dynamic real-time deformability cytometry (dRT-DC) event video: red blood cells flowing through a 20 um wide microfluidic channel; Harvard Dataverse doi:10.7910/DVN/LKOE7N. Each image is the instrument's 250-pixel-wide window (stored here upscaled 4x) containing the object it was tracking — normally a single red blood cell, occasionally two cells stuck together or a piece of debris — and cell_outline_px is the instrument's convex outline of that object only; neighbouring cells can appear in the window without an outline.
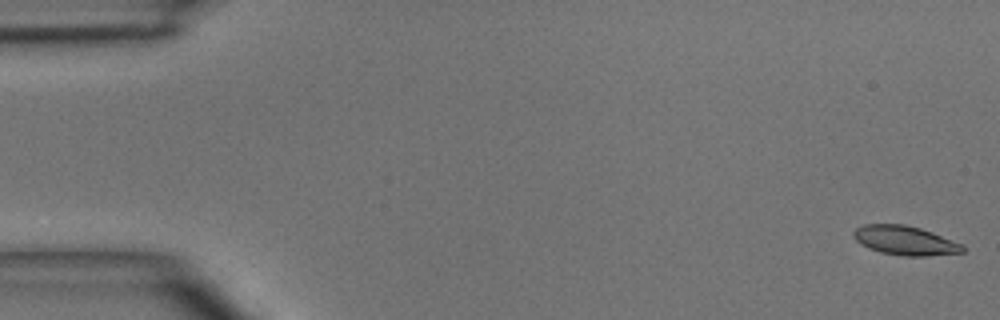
{"species": "common noctule bat (a hibernating species)", "species_latin": "Nyctalus noctula", "temperature_condition": "room temperature", "stored_images_in_passage": 4, "camera_frame_rate_fps": 3000, "um_per_image_px": 0.085, "animal": {"sex": "male", "body_mass_g": 15.6}, "frame": {"image": 1, "passage_image": 1, "time_ms": 0.0, "image_size_px": [1000, 320], "cell_outline_px": [[964, 252], [928, 256], [900, 256], [880, 252], [868, 248], [860, 244], [852, 236], [852, 232], [856, 228], [864, 224], [904, 224], [920, 228], [932, 232], [964, 244]], "centroid_in_image_um": [76.92, 20.44], "position_along_channel_um": 8.1, "area_um2": 18.79}}
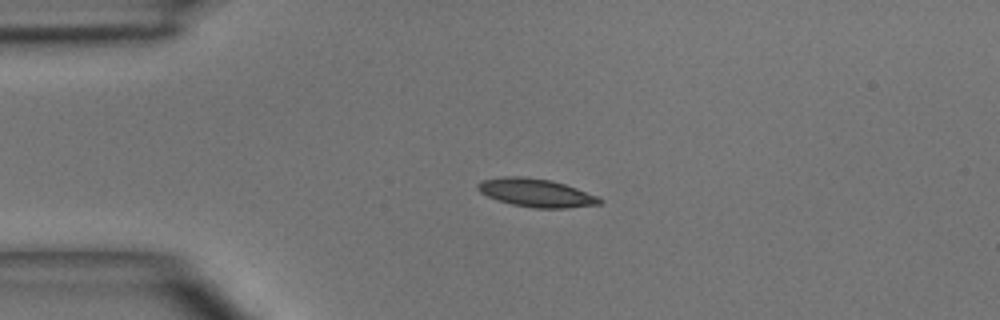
{"frame": {"image": 2, "passage_image": 3, "time_ms": 3.333, "image_size_px": [1000, 320], "cell_outline_px": [[604, 200], [600, 204], [568, 208], [536, 208], [512, 204], [488, 196], [480, 192], [476, 188], [476, 184], [484, 180], [504, 176], [524, 176], [552, 180], [576, 188], [596, 196]], "centroid_in_image_um": [45.57, 16.38], "position_along_channel_um": 39.4, "area_um2": 19.88}}